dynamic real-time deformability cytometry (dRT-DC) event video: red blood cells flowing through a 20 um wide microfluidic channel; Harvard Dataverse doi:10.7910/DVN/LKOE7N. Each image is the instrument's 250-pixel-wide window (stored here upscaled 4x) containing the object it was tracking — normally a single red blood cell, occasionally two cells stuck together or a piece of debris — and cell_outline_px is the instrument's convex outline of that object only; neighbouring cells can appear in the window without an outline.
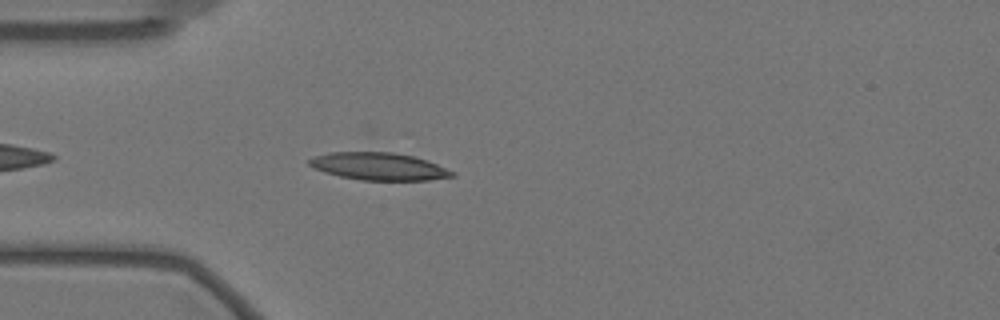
{"species": "Egyptian fruit bat (a non-hibernating species)", "species_latin": "Rousettus aegyptiacus", "temperature_condition": "warm", "stored_images_in_passage": 44, "camera_frame_rate_fps": 3000, "um_per_image_px": 0.085, "animal": {"sex": "female"}, "frame": {"image": 1, "passage_image": 5, "time_ms": 1.333, "image_size_px": [1000, 320], "cell_outline_px": [[456, 176], [428, 180], [360, 180], [340, 176], [324, 172], [312, 168], [308, 164], [308, 160], [316, 156], [332, 152], [372, 148], [412, 156], [436, 164], [456, 172]], "centroid_in_image_um": [32.15, 14.1], "position_along_channel_um": 52.9, "area_um2": 23.58}}
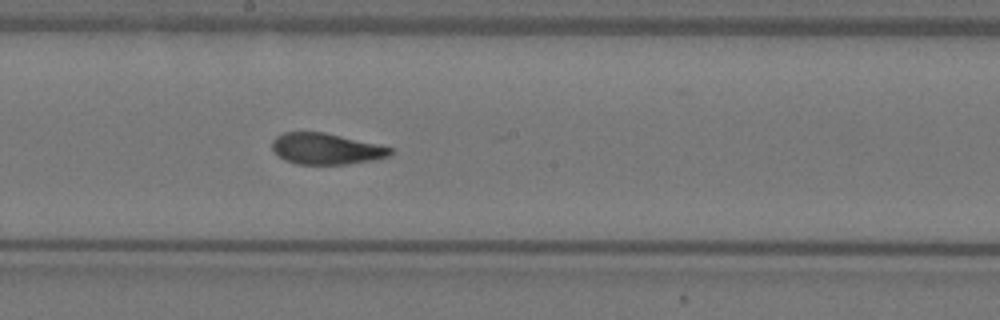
{"frame": {"image": 2, "passage_image": 20, "time_ms": 6.333, "image_size_px": [1000, 320], "cell_outline_px": [[392, 152], [388, 156], [372, 160], [344, 164], [296, 164], [284, 160], [272, 148], [272, 140], [276, 136], [284, 132], [324, 132], [376, 144], [392, 148]], "centroid_in_image_um": [27.67, 12.64], "position_along_channel_um": 220.5, "area_um2": 21.15}}
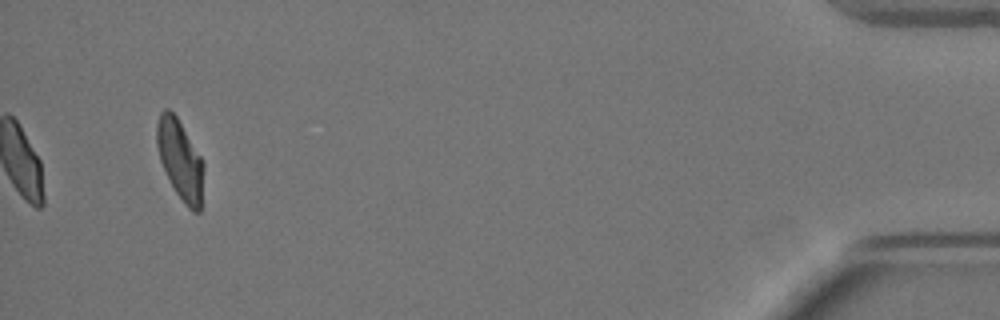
{"frame": {"image": 3, "passage_image": 44, "time_ms": 14.333, "image_size_px": [1000, 320], "cell_outline_px": [[204, 168], [200, 212], [192, 212], [188, 208], [176, 192], [160, 160], [156, 140], [156, 124], [160, 112], [164, 108], [168, 108], [176, 116], [204, 160]], "centroid_in_image_um": [15.33, 13.56], "position_along_channel_um": 419.9, "area_um2": 21.73}, "authors_computed_cell_mechanics": {"area_um2": 22.5709, "velocity_mm_per_s": 3.4832, "shape_relaxation_time_tau1_ms": 6.5043, "shape_relaxation_time_tau2_ms": 1.5366, "deformation_change_tau1": 0.2057, "deformation_change_tau2": 0.0734}}